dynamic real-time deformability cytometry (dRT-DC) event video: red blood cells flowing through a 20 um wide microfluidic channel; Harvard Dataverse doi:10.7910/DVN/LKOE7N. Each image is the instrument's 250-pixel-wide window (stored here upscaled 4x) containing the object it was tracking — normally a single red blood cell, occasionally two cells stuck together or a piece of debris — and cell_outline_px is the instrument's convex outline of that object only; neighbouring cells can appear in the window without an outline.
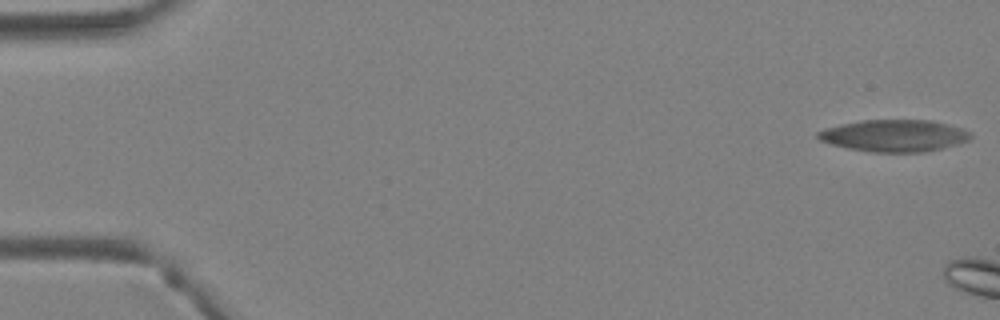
{"species": "Egyptian fruit bat (a non-hibernating species)", "species_latin": "Rousettus aegyptiacus", "temperature_condition": "warm", "stored_images_in_passage": 5, "camera_frame_rate_fps": 3000, "um_per_image_px": 0.085, "animal": {"sex": "female"}, "frame": {"image": 1, "passage_image": 1, "time_ms": 0.0, "image_size_px": [1000, 320], "cell_outline_px": [[972, 136], [968, 140], [956, 144], [940, 148], [920, 152], [872, 152], [848, 148], [832, 144], [820, 140], [816, 136], [816, 132], [824, 128], [840, 124], [860, 120], [932, 120], [960, 128], [972, 132]], "centroid_in_image_um": [75.97, 11.52], "position_along_channel_um": 9.0, "area_um2": 28.26}}